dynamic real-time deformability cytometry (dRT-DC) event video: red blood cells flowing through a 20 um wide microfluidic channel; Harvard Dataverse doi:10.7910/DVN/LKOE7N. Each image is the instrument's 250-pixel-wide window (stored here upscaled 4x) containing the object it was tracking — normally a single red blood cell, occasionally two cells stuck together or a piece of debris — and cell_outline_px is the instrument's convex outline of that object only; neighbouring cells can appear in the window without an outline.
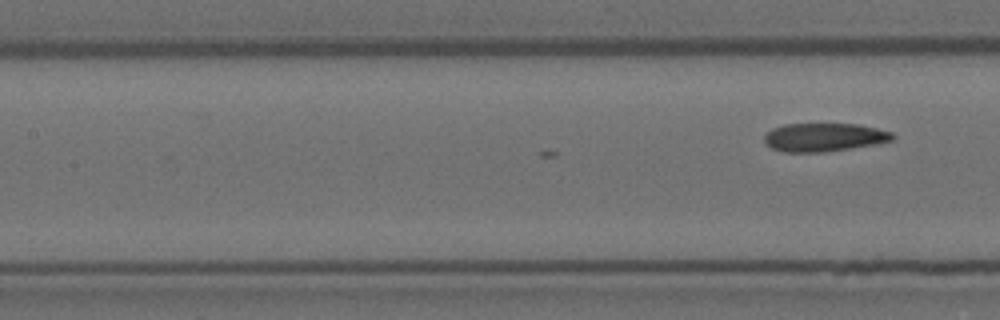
{"species": "Egyptian fruit bat (a non-hibernating species)", "species_latin": "Rousettus aegyptiacus", "temperature_condition": "room temperature", "stored_images_in_passage": 8, "camera_frame_rate_fps": 3000, "um_per_image_px": 0.085, "animal": {"sex": "female"}, "frame": {"image": 1, "passage_image": 8, "time_ms": 2.333, "image_size_px": [1000, 320], "cell_outline_px": [[896, 136], [892, 140], [876, 144], [824, 152], [784, 152], [772, 148], [764, 140], [764, 136], [772, 128], [784, 124], [856, 124], [876, 128], [892, 132]], "centroid_in_image_um": [70.05, 11.66], "position_along_channel_um": 137.3, "area_um2": 21.1}}